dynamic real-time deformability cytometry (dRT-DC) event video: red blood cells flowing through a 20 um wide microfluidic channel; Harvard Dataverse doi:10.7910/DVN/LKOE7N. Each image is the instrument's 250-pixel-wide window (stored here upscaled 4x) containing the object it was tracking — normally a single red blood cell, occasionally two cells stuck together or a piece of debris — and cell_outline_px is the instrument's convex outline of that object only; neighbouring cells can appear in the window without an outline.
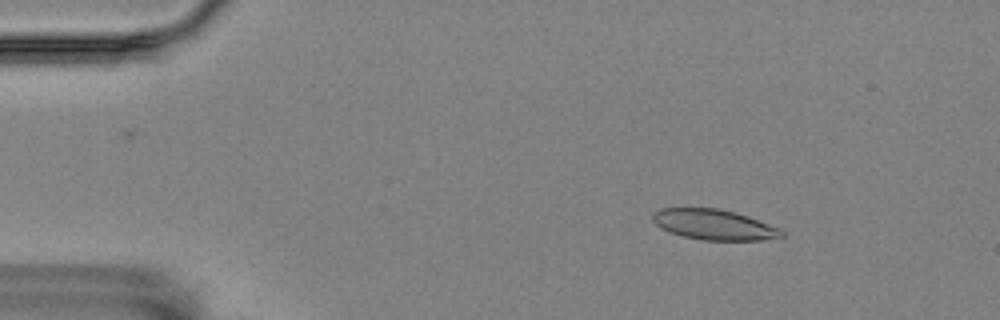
{"species": "Egyptian fruit bat (a non-hibernating species)", "species_latin": "Rousettus aegyptiacus", "temperature_condition": "room temperature", "stored_images_in_passage": 56, "camera_frame_rate_fps": 3000, "um_per_image_px": 0.085, "animal": {"sex": "female"}, "frame": {"image": 1, "passage_image": 8, "time_ms": 2.333, "image_size_px": [1000, 320], "cell_outline_px": [[784, 236], [760, 240], [700, 240], [668, 232], [660, 228], [652, 220], [652, 212], [660, 208], [720, 208], [736, 212], [748, 216], [780, 228], [784, 232]], "centroid_in_image_um": [60.66, 19.08], "position_along_channel_um": 24.3, "area_um2": 23.0}}
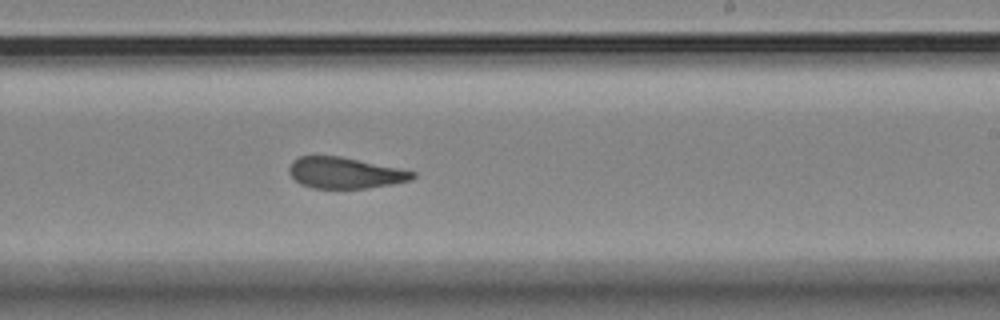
{"frame": {"image": 2, "passage_image": 34, "time_ms": 11.0, "image_size_px": [1000, 320], "cell_outline_px": [[416, 176], [412, 180], [392, 184], [368, 188], [312, 188], [300, 184], [288, 172], [288, 168], [292, 160], [300, 156], [340, 156], [416, 172]], "centroid_in_image_um": [29.3, 14.7], "position_along_channel_um": 259.7, "area_um2": 22.31}}
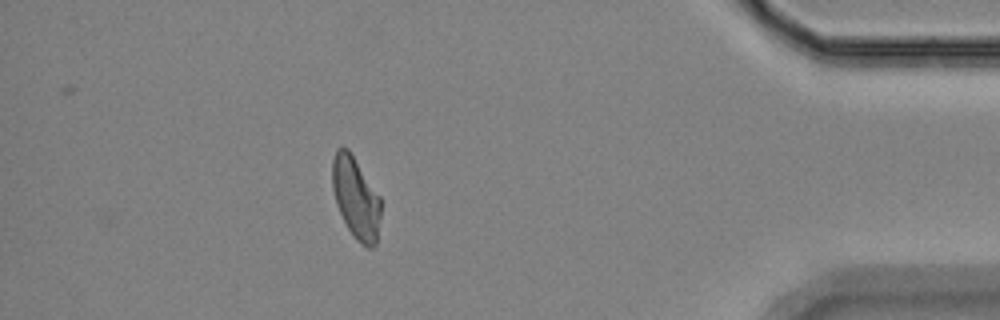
{"frame": {"image": 3, "passage_image": 50, "time_ms": 16.333, "image_size_px": [1000, 320], "cell_outline_px": [[380, 216], [376, 244], [372, 248], [368, 248], [360, 244], [356, 240], [348, 228], [336, 204], [332, 188], [332, 160], [336, 148], [348, 148], [380, 196]], "centroid_in_image_um": [30.24, 16.82], "position_along_channel_um": 405.0, "area_um2": 23.0}, "authors_computed_cell_mechanics": {"area_um2": 23.2934, "velocity_mm_per_s": 3.5283, "shape_relaxation_time_tau1_ms": null, "shape_relaxation_time_tau2_ms": 3.1614, "deformation_change_tau1": null, "deformation_change_tau2": 0.099}}